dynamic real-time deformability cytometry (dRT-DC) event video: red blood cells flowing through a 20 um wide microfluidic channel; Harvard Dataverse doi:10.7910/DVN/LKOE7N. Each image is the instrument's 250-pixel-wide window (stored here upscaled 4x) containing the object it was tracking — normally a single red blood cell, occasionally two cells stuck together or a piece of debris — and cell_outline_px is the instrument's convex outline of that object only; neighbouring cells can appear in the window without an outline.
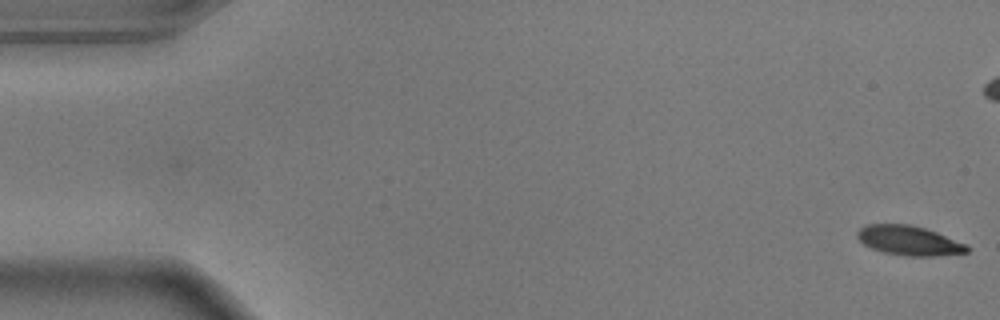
{"species": "common noctule bat (a hibernating species)", "species_latin": "Nyctalus noctula", "temperature_condition": "warm", "stored_images_in_passage": 56, "camera_frame_rate_fps": 3000, "um_per_image_px": 0.085, "animal": {"sex": "male", "body_mass_g": 17.9}, "frame": {"image": 1, "passage_image": 1, "time_ms": 0.0, "image_size_px": [1000, 320], "cell_outline_px": [[972, 248], [968, 252], [936, 256], [904, 256], [884, 252], [872, 248], [864, 244], [856, 236], [856, 232], [864, 224], [912, 224], [936, 232], [964, 244]], "centroid_in_image_um": [77.24, 20.44], "position_along_channel_um": 7.8, "area_um2": 18.84}}
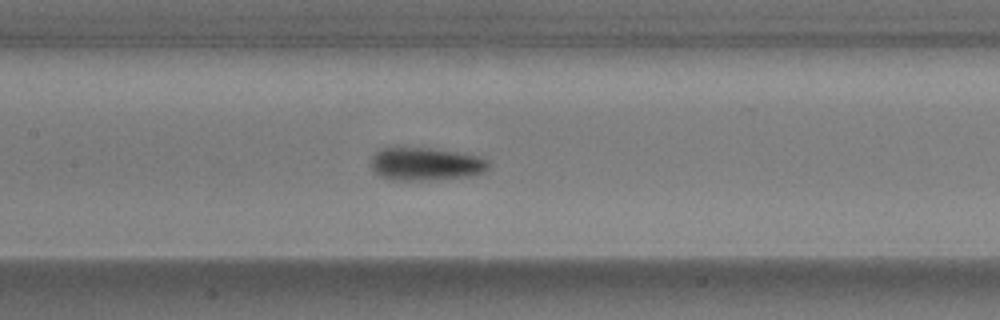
{"frame": {"image": 2, "passage_image": 26, "time_ms": 8.333, "image_size_px": [1000, 320], "cell_outline_px": [[488, 168], [484, 172], [472, 176], [428, 180], [396, 180], [380, 176], [372, 172], [372, 156], [380, 148], [432, 148], [456, 152], [476, 156], [488, 160]], "centroid_in_image_um": [36.17, 13.95], "position_along_channel_um": 171.2, "area_um2": 22.48}}
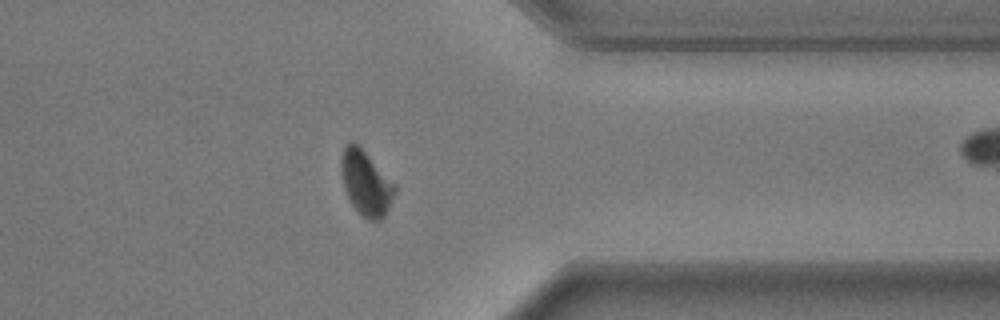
{"frame": {"image": 3, "passage_image": 44, "time_ms": 14.333, "image_size_px": [1000, 320], "cell_outline_px": [[396, 192], [384, 216], [380, 220], [368, 220], [352, 204], [344, 188], [340, 168], [340, 160], [344, 148], [352, 140], [396, 184]], "centroid_in_image_um": [31.1, 15.56], "position_along_channel_um": 380.3, "area_um2": 19.77}, "authors_computed_cell_mechanics": {"area_um2": 20.8658, "velocity_mm_per_s": 3.6375, "shape_relaxation_time_tau1_ms": 2.9731, "shape_relaxation_time_tau2_ms": 0.9428, "deformation_change_tau1": 0.1436, "deformation_change_tau2": 0.0562}}